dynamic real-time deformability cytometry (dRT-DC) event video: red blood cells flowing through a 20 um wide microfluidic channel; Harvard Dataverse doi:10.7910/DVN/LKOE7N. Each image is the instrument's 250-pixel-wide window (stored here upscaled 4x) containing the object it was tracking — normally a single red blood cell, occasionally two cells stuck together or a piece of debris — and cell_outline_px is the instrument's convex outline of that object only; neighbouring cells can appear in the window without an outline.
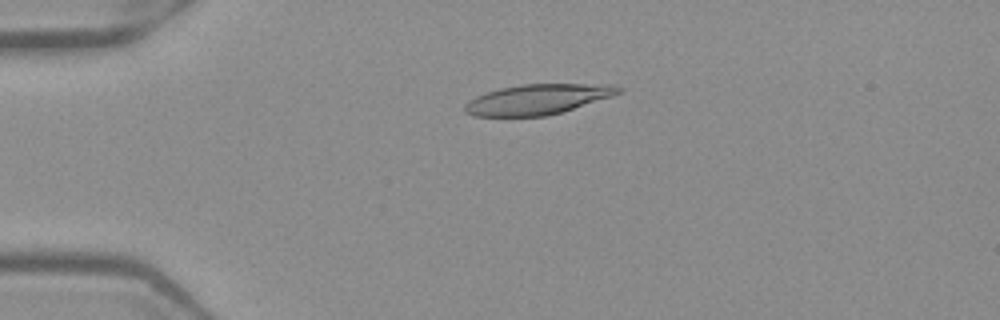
{"species": "Egyptian fruit bat (a non-hibernating species)", "species_latin": "Rousettus aegyptiacus", "temperature_condition": "warm", "stored_images_in_passage": 51, "camera_frame_rate_fps": 3000, "um_per_image_px": 0.085, "frame": {"image": 1, "passage_image": 12, "time_ms": 3.667, "image_size_px": [1000, 320], "cell_outline_px": [[624, 92], [612, 96], [548, 116], [472, 116], [464, 112], [464, 104], [468, 100], [484, 92], [500, 88], [520, 84], [616, 84], [624, 88]], "centroid_in_image_um": [45.7, 8.43], "position_along_channel_um": 39.3, "area_um2": 27.34}}
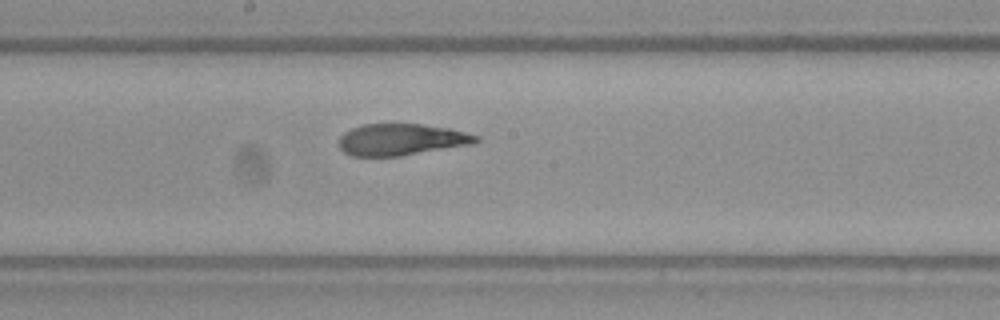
{"frame": {"image": 2, "passage_image": 28, "time_ms": 9.0, "image_size_px": [1000, 320], "cell_outline_px": [[480, 140], [472, 144], [400, 156], [352, 156], [344, 152], [340, 148], [340, 136], [344, 132], [352, 128], [364, 124], [420, 124], [448, 128], [480, 136]], "centroid_in_image_um": [34.11, 11.86], "position_along_channel_um": 214.1, "area_um2": 25.09}}
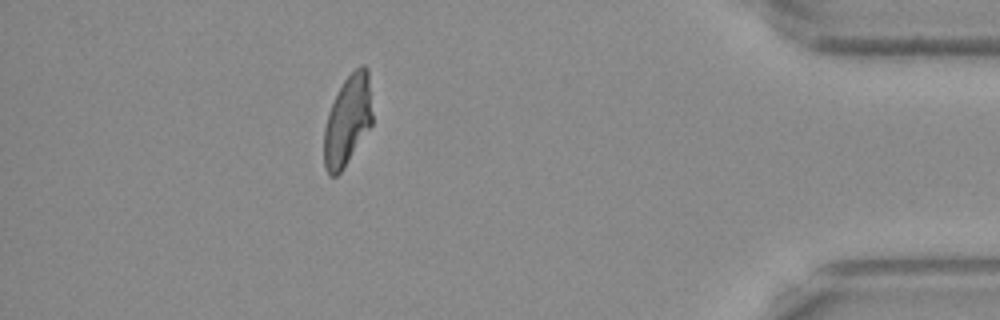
{"frame": {"image": 3, "passage_image": 46, "time_ms": 15.0, "image_size_px": [1000, 320], "cell_outline_px": [[372, 124], [340, 172], [336, 176], [328, 176], [324, 168], [324, 128], [328, 112], [344, 80], [360, 64], [364, 64], [368, 68], [372, 112]], "centroid_in_image_um": [29.54, 10.23], "position_along_channel_um": 405.7, "area_um2": 25.14}, "authors_computed_cell_mechanics": {"area_um2": 26.5302, "velocity_mm_per_s": 3.934, "shape_relaxation_time_tau1_ms": 10.177, "shape_relaxation_time_tau2_ms": 1.3407, "deformation_change_tau1": 0.2894, "deformation_change_tau2": 0.0942}}